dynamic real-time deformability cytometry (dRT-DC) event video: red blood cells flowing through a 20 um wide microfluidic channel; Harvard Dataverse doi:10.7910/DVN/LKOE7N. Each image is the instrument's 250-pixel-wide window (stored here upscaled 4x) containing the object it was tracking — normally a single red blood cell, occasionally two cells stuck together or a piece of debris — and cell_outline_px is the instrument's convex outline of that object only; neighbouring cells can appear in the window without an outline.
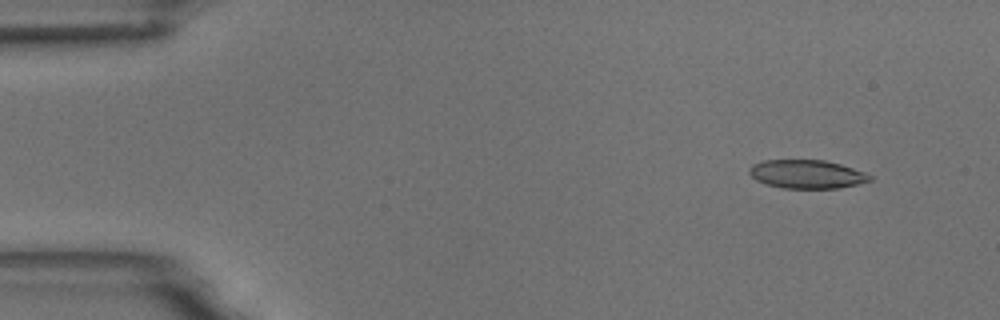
{"species": "common noctule bat (a hibernating species)", "species_latin": "Nyctalus noctula", "temperature_condition": "room temperature", "stored_images_in_passage": 7, "camera_frame_rate_fps": 3000, "um_per_image_px": 0.085, "animal": {"sex": "male", "body_mass_g": 18.8}, "frame": {"image": 1, "passage_image": 2, "time_ms": 1.333, "image_size_px": [1000, 320], "cell_outline_px": [[872, 180], [856, 184], [836, 188], [784, 188], [768, 184], [756, 180], [748, 172], [748, 168], [752, 164], [764, 160], [824, 160], [840, 164], [864, 172], [872, 176]], "centroid_in_image_um": [68.55, 14.79], "position_along_channel_um": 16.4, "area_um2": 19.88}}
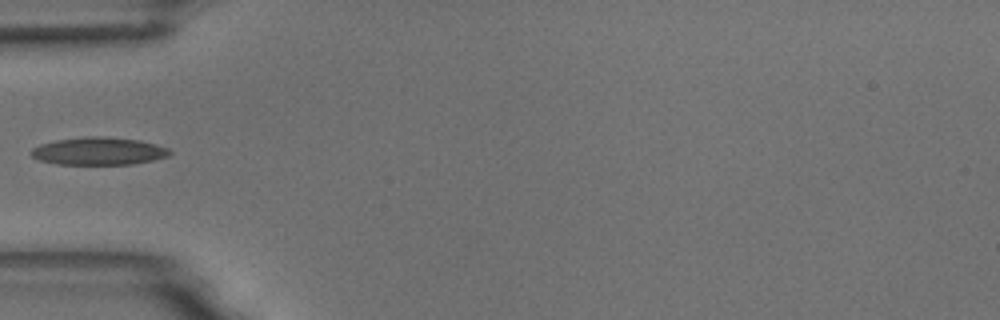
{"frame": {"image": 2, "passage_image": 5, "time_ms": 5.667, "image_size_px": [1000, 320], "cell_outline_px": [[172, 152], [168, 156], [152, 160], [132, 164], [56, 164], [40, 160], [32, 156], [32, 148], [40, 144], [56, 140], [88, 136], [104, 136], [140, 140], [156, 144], [168, 148]], "centroid_in_image_um": [8.4, 12.84], "position_along_channel_um": 76.6, "area_um2": 22.25}}